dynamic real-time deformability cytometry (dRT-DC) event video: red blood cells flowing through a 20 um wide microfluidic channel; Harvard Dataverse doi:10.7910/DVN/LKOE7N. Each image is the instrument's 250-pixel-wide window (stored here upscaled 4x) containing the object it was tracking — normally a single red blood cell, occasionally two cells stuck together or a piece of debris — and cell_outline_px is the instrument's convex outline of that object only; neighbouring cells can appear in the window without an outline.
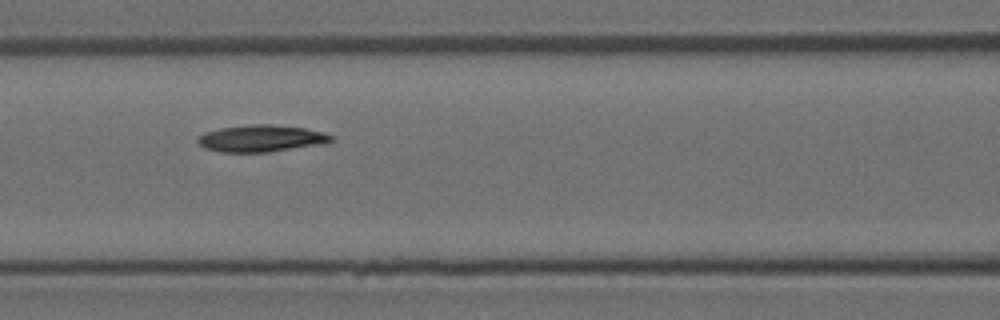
{"species": "Egyptian fruit bat (a non-hibernating species)", "species_latin": "Rousettus aegyptiacus", "temperature_condition": "room temperature", "stored_images_in_passage": 16, "camera_frame_rate_fps": 3000, "um_per_image_px": 0.085, "animal": {"sex": "female"}, "frame": {"image": 1, "passage_image": 6, "time_ms": 1.667, "image_size_px": [1000, 320], "cell_outline_px": [[332, 140], [324, 144], [268, 152], [220, 152], [204, 148], [196, 140], [204, 132], [220, 128], [252, 124], [268, 124], [304, 128], [324, 132], [332, 136]], "centroid_in_image_um": [22.19, 11.77], "position_along_channel_um": 144.4, "area_um2": 20.81}}
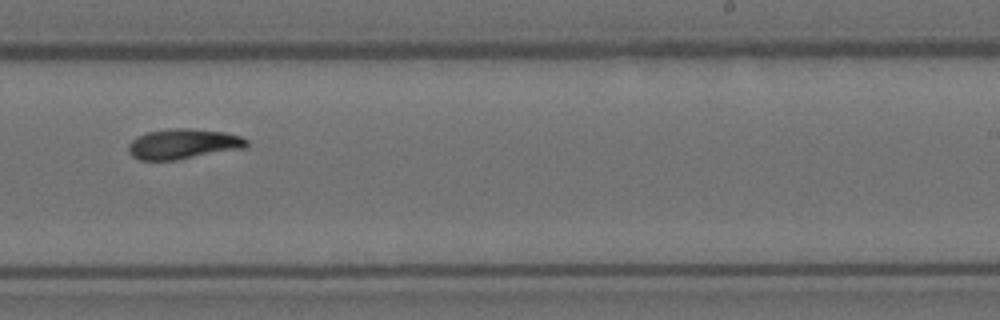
{"frame": {"image": 2, "passage_image": 9, "time_ms": 2.667, "image_size_px": [1000, 320], "cell_outline_px": [[248, 148], [176, 160], [140, 160], [132, 156], [128, 152], [128, 144], [136, 136], [148, 132], [168, 128], [188, 128], [224, 132], [240, 136], [248, 140]], "centroid_in_image_um": [15.58, 12.24], "position_along_channel_um": 273.4, "area_um2": 21.04}}
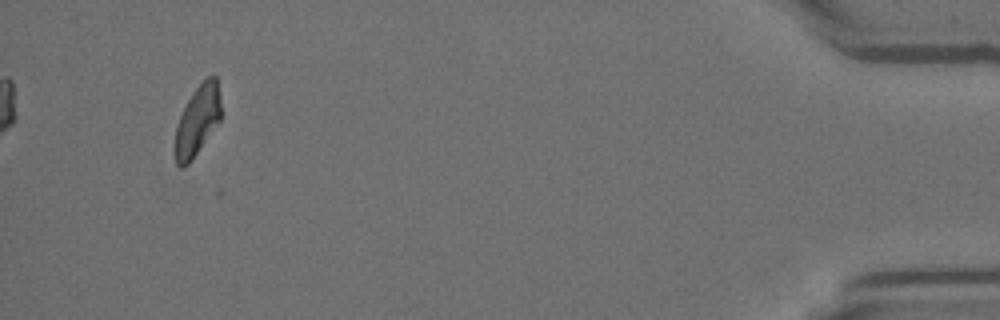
{"frame": {"image": 3, "passage_image": 14, "time_ms": 4.333, "image_size_px": [1000, 320], "cell_outline_px": [[220, 120], [192, 160], [188, 164], [180, 168], [176, 164], [176, 128], [180, 116], [188, 100], [196, 88], [208, 76], [216, 76], [220, 100]], "centroid_in_image_um": [16.79, 10.26], "position_along_channel_um": 418.4, "area_um2": 18.15}}